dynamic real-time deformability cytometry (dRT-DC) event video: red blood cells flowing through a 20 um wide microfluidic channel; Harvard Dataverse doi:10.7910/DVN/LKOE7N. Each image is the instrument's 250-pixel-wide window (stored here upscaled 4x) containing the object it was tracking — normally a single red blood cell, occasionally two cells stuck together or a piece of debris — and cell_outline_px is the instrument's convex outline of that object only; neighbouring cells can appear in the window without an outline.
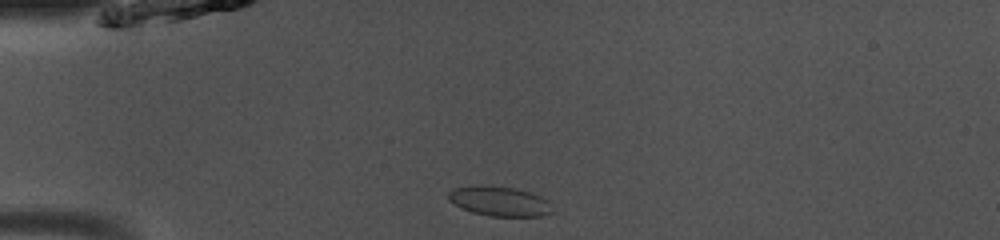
{"species": "common noctule bat (a hibernating species)", "species_latin": "Nyctalus noctula", "temperature_condition": "room temperature", "stored_images_in_passage": 38, "camera_frame_rate_fps": 3000, "um_per_image_px": 0.085, "animal": {"sex": "male", "body_mass_g": 13.0, "forearm_length_mm": 53.1}, "frame": {"image": 1, "passage_image": 1, "time_ms": 0.0, "image_size_px": [1000, 240], "cell_outline_px": [[552, 212], [544, 216], [488, 216], [472, 212], [460, 208], [448, 200], [448, 192], [452, 188], [516, 188], [540, 196], [548, 200]], "centroid_in_image_um": [42.48, 17.16], "position_along_channel_um": 42.5, "area_um2": 17.28}}
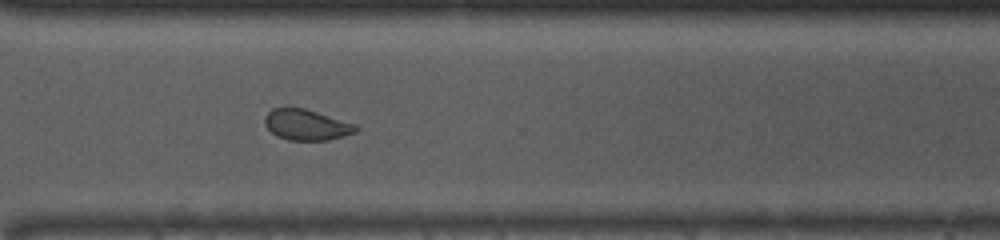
{"frame": {"image": 2, "passage_image": 25, "time_ms": 8.0, "image_size_px": [1000, 240], "cell_outline_px": [[360, 128], [356, 132], [344, 136], [328, 140], [288, 140], [276, 136], [264, 124], [264, 116], [272, 108], [304, 108], [356, 124]], "centroid_in_image_um": [26.05, 10.61], "position_along_channel_um": 344.5, "area_um2": 16.36}}
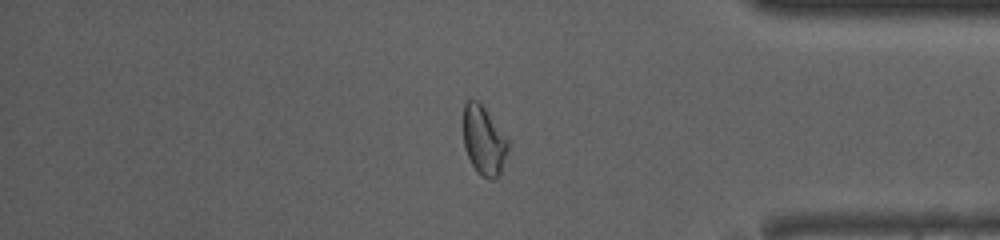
{"frame": {"image": 3, "passage_image": 30, "time_ms": 9.667, "image_size_px": [1000, 240], "cell_outline_px": [[508, 152], [500, 172], [496, 180], [492, 180], [480, 176], [476, 172], [464, 148], [464, 104], [468, 100], [476, 100], [484, 108], [508, 140]], "centroid_in_image_um": [41.12, 12.0], "position_along_channel_um": 394.1, "area_um2": 17.74}, "authors_computed_cell_mechanics": {"area_um2": 17.1377, "velocity_mm_per_s": 4.0623, "shape_relaxation_time_tau1_ms": 6.0519, "shape_relaxation_time_tau2_ms": 2.8393, "deformation_change_tau1": 0.1028, "deformation_change_tau2": 0.0514}}